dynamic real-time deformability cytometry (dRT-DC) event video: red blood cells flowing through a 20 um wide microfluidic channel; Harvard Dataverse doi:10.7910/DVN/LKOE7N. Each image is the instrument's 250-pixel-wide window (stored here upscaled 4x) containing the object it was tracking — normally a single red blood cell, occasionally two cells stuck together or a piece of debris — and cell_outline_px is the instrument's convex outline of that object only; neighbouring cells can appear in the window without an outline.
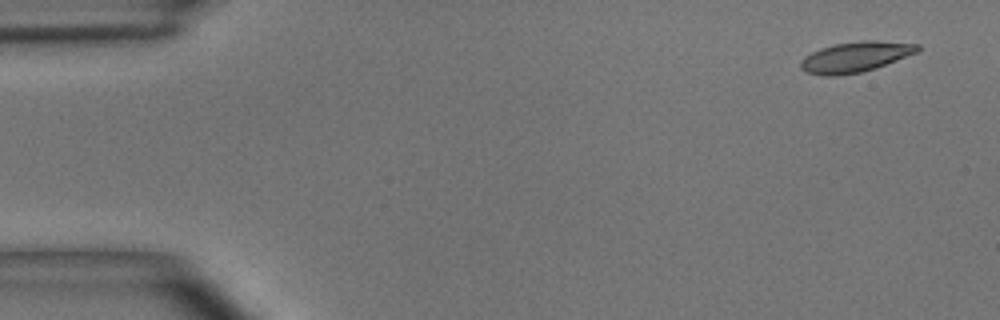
{"species": "common noctule bat (a hibernating species)", "species_latin": "Nyctalus noctula", "temperature_condition": "room temperature", "stored_images_in_passage": 4, "camera_frame_rate_fps": 3000, "um_per_image_px": 0.085, "animal": {"sex": "male", "body_mass_g": 15.6}, "frame": {"image": 1, "passage_image": 1, "time_ms": 0.0, "image_size_px": [1000, 320], "cell_outline_px": [[920, 48], [916, 52], [876, 68], [860, 72], [836, 76], [824, 76], [804, 72], [800, 68], [800, 60], [804, 56], [820, 48], [836, 44], [864, 40], [872, 40], [920, 44]], "centroid_in_image_um": [72.65, 4.84], "position_along_channel_um": 12.3, "area_um2": 20.63}}